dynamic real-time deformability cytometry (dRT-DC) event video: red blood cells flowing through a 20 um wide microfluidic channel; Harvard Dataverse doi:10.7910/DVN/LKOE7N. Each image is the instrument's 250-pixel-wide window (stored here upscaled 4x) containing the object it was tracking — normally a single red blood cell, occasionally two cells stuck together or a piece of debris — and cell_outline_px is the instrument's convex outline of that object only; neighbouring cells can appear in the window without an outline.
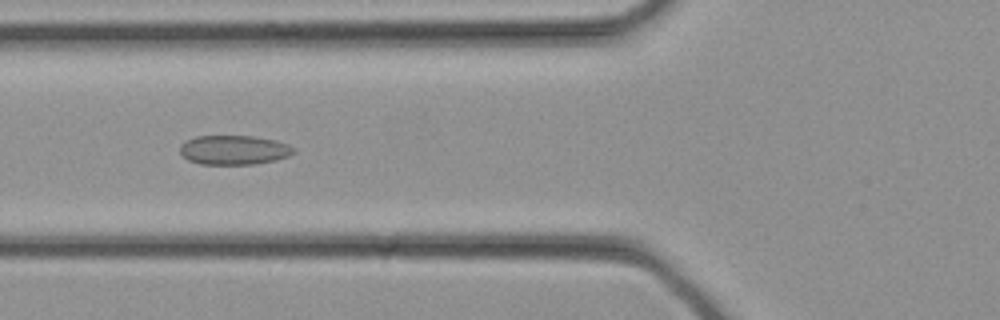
{"species": "common noctule bat (a hibernating species)", "species_latin": "Nyctalus noctula", "temperature_condition": "cold", "stored_images_in_passage": 34, "camera_frame_rate_fps": 3000, "um_per_image_px": 0.085, "animal": {"sex": "female", "body_mass_g": 21.9}, "frame": {"image": 1, "passage_image": 13, "time_ms": 4.0, "image_size_px": [1000, 320], "cell_outline_px": [[296, 152], [288, 156], [276, 160], [252, 164], [200, 164], [188, 160], [180, 152], [180, 144], [196, 136], [252, 136], [276, 140], [288, 144], [296, 148]], "centroid_in_image_um": [19.91, 12.74], "position_along_channel_um": 105.9, "area_um2": 19.48}}
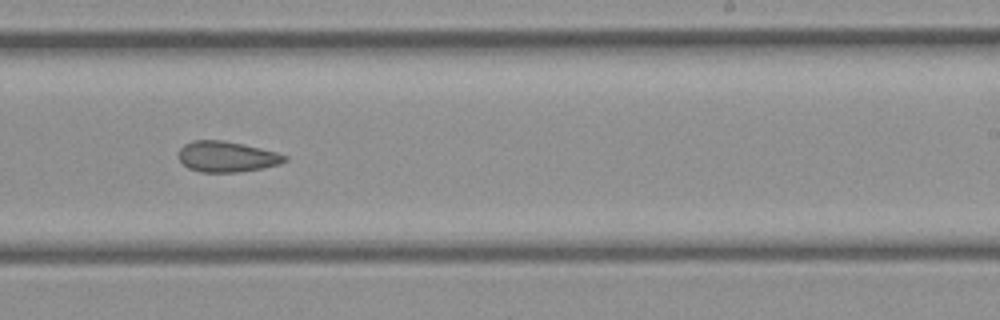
{"frame": {"image": 2, "passage_image": 21, "time_ms": 6.667, "image_size_px": [1000, 320], "cell_outline_px": [[288, 160], [280, 164], [264, 168], [236, 172], [200, 172], [188, 168], [180, 160], [180, 148], [184, 144], [192, 140], [224, 140], [244, 144], [276, 152], [288, 156]], "centroid_in_image_um": [19.3, 13.31], "position_along_channel_um": 269.7, "area_um2": 19.02}}
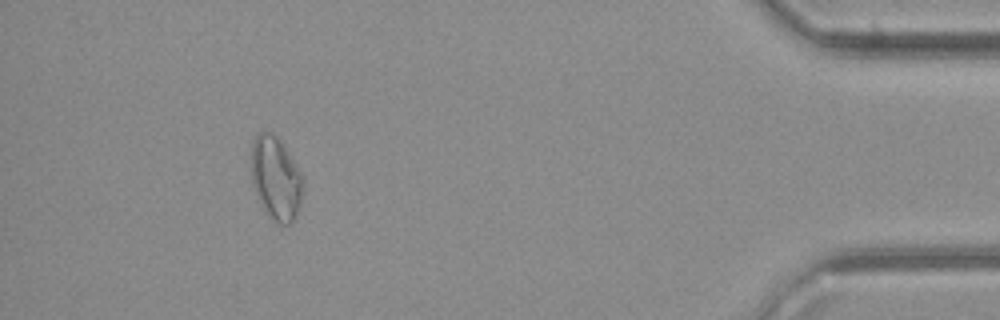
{"frame": {"image": 3, "passage_image": 31, "time_ms": 10.0, "image_size_px": [1000, 320], "cell_outline_px": [[304, 180], [300, 208], [296, 216], [288, 224], [276, 224], [264, 212], [260, 204], [252, 184], [252, 140], [264, 128], [272, 132], [280, 140], [288, 152], [300, 172]], "centroid_in_image_um": [23.44, 15.17], "position_along_channel_um": 411.8, "area_um2": 25.43}}